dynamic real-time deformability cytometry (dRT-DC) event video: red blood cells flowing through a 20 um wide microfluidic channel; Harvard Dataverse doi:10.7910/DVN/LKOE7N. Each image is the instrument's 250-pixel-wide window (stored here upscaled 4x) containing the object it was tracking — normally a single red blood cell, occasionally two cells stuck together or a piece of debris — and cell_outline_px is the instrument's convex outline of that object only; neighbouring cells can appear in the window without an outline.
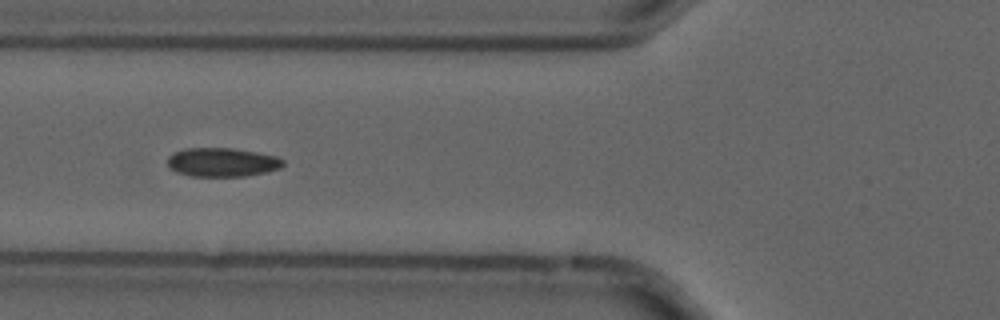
{"species": "common noctule bat (a hibernating species)", "species_latin": "Nyctalus noctula", "temperature_condition": "cold", "stored_images_in_passage": 9, "camera_frame_rate_fps": 3000, "um_per_image_px": 0.085, "animal": {"sex": "male", "forearm_length_mm": 52.5}, "frame": {"image": 1, "passage_image": 8, "time_ms": 2.333, "image_size_px": [1000, 320], "cell_outline_px": [[284, 164], [280, 168], [268, 172], [244, 176], [192, 176], [176, 172], [168, 168], [168, 156], [172, 152], [184, 148], [232, 148], [256, 152], [276, 156], [284, 160]], "centroid_in_image_um": [18.86, 13.79], "position_along_channel_um": 106.9, "area_um2": 19.59}}
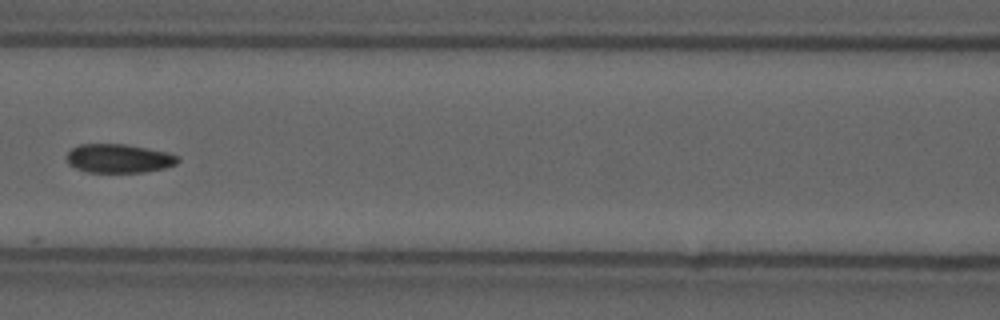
{"frame": {"image": 2, "passage_image": 9, "time_ms": 2.667, "image_size_px": [1000, 320], "cell_outline_px": [[180, 160], [176, 164], [164, 168], [144, 172], [84, 172], [68, 164], [68, 152], [72, 148], [80, 144], [124, 144], [168, 152], [176, 156]], "centroid_in_image_um": [10.09, 13.47], "position_along_channel_um": 156.5, "area_um2": 18.55}}